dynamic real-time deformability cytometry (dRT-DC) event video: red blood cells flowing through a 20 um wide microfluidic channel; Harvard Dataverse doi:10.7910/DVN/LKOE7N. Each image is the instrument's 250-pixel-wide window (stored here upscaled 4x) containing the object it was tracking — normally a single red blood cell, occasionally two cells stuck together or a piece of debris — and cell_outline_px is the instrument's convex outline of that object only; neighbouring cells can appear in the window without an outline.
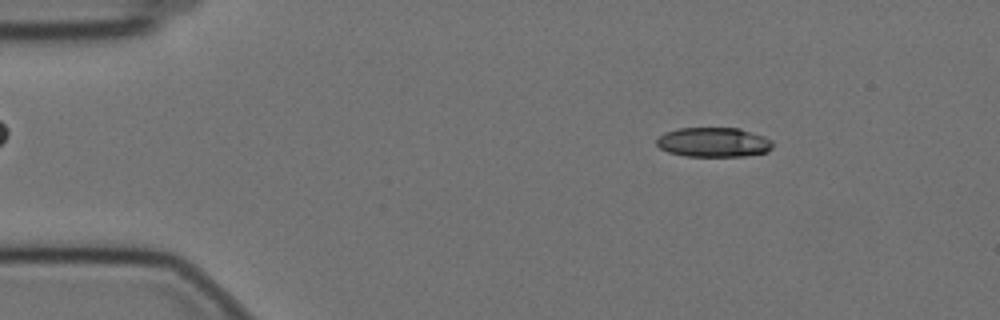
{"species": "Egyptian fruit bat (a non-hibernating species)", "species_latin": "Rousettus aegyptiacus", "temperature_condition": "cold", "stored_images_in_passage": 50, "camera_frame_rate_fps": 3000, "um_per_image_px": 0.085, "animal": {"sex": "female"}, "frame": {"image": 1, "passage_image": 1, "time_ms": 0.0, "image_size_px": [1000, 320], "cell_outline_px": [[772, 148], [768, 152], [744, 156], [684, 156], [668, 152], [660, 148], [656, 144], [656, 140], [664, 132], [680, 128], [740, 128], [764, 136], [772, 140]], "centroid_in_image_um": [60.66, 12.09], "position_along_channel_um": 24.3, "area_um2": 20.11}}
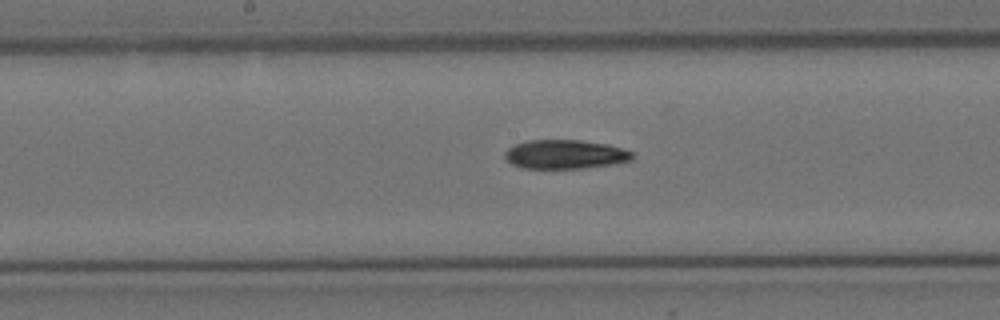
{"frame": {"image": 2, "passage_image": 22, "time_ms": 7.0, "image_size_px": [1000, 320], "cell_outline_px": [[632, 160], [612, 164], [584, 168], [520, 168], [512, 164], [504, 156], [504, 152], [508, 148], [516, 144], [528, 140], [580, 140], [608, 144], [632, 152]], "centroid_in_image_um": [48.01, 13.12], "position_along_channel_um": 200.2, "area_um2": 21.44}}
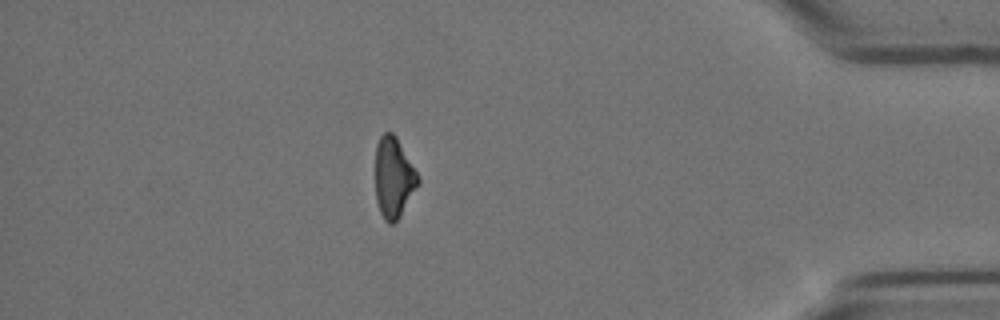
{"frame": {"image": 3, "passage_image": 43, "time_ms": 14.0, "image_size_px": [1000, 320], "cell_outline_px": [[420, 180], [400, 216], [392, 224], [388, 224], [384, 220], [380, 212], [376, 200], [376, 144], [380, 136], [384, 132], [392, 132], [396, 136], [420, 176]], "centroid_in_image_um": [33.45, 15.08], "position_along_channel_um": 401.7, "area_um2": 19.94}, "authors_computed_cell_mechanics": {"area_um2": 21.5016, "velocity_mm_per_s": 3.4784, "shape_relaxation_time_tau1_ms": 8.6596, "shape_relaxation_time_tau2_ms": null, "deformation_change_tau1": 0.1777, "deformation_change_tau2": null}}